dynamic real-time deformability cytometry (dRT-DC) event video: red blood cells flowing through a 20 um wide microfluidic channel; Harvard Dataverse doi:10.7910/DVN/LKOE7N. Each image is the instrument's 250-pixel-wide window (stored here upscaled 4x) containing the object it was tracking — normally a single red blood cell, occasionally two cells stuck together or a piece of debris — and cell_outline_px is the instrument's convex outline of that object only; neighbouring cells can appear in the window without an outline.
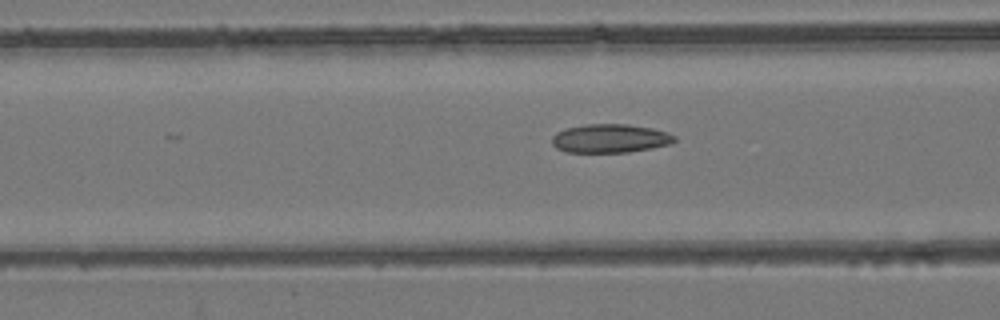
{"species": "common noctule bat (a hibernating species)", "species_latin": "Nyctalus noctula", "temperature_condition": "room temperature", "stored_images_in_passage": 27, "camera_frame_rate_fps": 3000, "um_per_image_px": 0.085, "animal": {"sex": "female", "body_mass_g": 24.6, "forearm_length_mm": 56.2}, "frame": {"image": 1, "passage_image": 22, "time_ms": 7.0, "image_size_px": [1000, 320], "cell_outline_px": [[676, 140], [672, 144], [652, 148], [628, 152], [568, 152], [556, 148], [552, 144], [552, 136], [556, 132], [564, 128], [584, 124], [628, 124], [652, 128], [668, 132], [676, 136]], "centroid_in_image_um": [51.87, 11.76], "position_along_channel_um": 114.7, "area_um2": 20.69}}
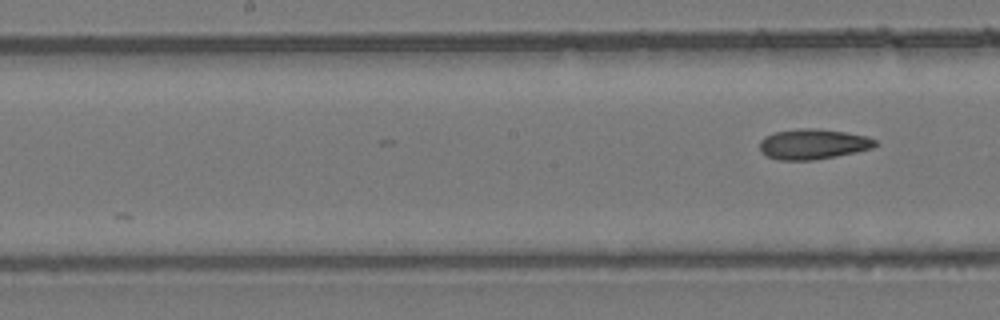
{"frame": {"image": 2, "passage_image": 27, "time_ms": 8.667, "image_size_px": [1000, 320], "cell_outline_px": [[876, 144], [872, 148], [856, 152], [836, 156], [812, 160], [776, 160], [760, 152], [760, 140], [764, 136], [776, 132], [796, 128], [816, 128], [844, 132], [868, 136], [876, 140]], "centroid_in_image_um": [69.08, 12.24], "position_along_channel_um": 179.1, "area_um2": 20.46}}